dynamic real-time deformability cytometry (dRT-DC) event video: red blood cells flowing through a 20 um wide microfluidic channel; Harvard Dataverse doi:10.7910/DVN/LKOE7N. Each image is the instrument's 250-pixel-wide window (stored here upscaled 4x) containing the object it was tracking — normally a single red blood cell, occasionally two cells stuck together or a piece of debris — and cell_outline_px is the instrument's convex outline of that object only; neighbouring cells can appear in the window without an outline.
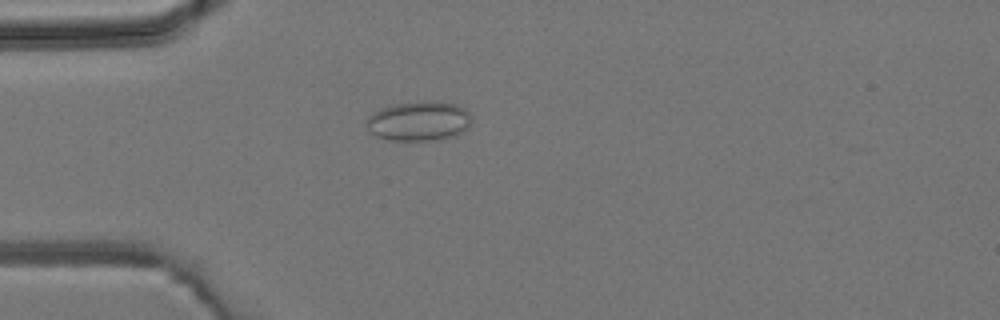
{"species": "common noctule bat (a hibernating species)", "species_latin": "Nyctalus noctula", "temperature_condition": "room temperature", "stored_images_in_passage": 2, "camera_frame_rate_fps": 3000, "um_per_image_px": 0.085, "animal": {"sex": "male", "body_mass_g": 19.2, "forearm_length_mm": 51.8}, "frame": {"image": 1, "passage_image": 2, "time_ms": 1.0, "image_size_px": [1000, 320], "cell_outline_px": [[472, 120], [468, 128], [456, 136], [440, 140], [388, 140], [376, 136], [368, 128], [368, 116], [372, 112], [380, 108], [396, 104], [420, 100], [428, 100], [456, 104], [464, 108], [468, 112]], "centroid_in_image_um": [35.64, 10.28], "position_along_channel_um": 49.4, "area_um2": 24.51}}